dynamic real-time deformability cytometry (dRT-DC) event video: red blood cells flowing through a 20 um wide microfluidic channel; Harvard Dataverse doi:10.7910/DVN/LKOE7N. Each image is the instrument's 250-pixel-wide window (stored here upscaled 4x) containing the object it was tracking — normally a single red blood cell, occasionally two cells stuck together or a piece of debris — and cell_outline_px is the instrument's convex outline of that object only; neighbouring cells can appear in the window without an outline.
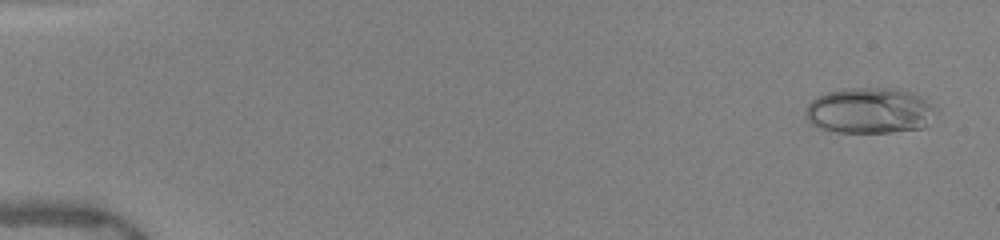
{"species": "human", "species_latin": "Homo sapiens", "temperature_condition": "warm", "stored_images_in_passage": 51, "camera_frame_rate_fps": 3000, "um_per_image_px": 0.085, "donor": {"sex": "female"}, "frame": {"image": 1, "passage_image": 3, "time_ms": 0.667, "image_size_px": [1000, 240], "cell_outline_px": [[936, 108], [924, 128], [892, 132], [836, 132], [820, 128], [808, 124], [804, 116], [804, 112], [808, 104], [816, 96], [828, 92], [852, 88], [900, 88], [912, 92], [920, 96], [932, 104]], "centroid_in_image_um": [73.87, 9.4], "position_along_channel_um": 11.1, "area_um2": 34.97}}
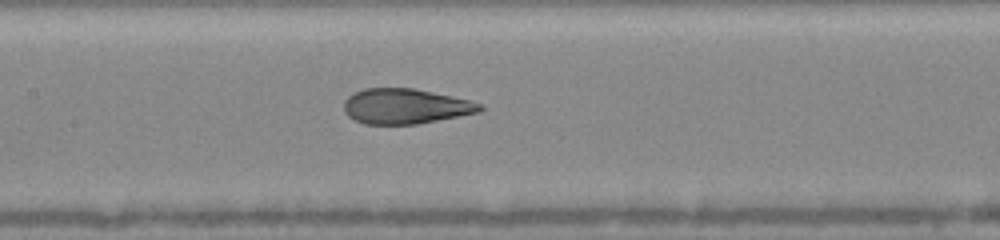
{"frame": {"image": 2, "passage_image": 26, "time_ms": 8.333, "image_size_px": [1000, 240], "cell_outline_px": [[484, 108], [480, 112], [416, 124], [364, 124], [348, 116], [344, 112], [344, 100], [352, 92], [364, 88], [416, 88], [452, 96], [484, 104]], "centroid_in_image_um": [34.45, 9.02], "position_along_channel_um": 173.0, "area_um2": 28.03}}
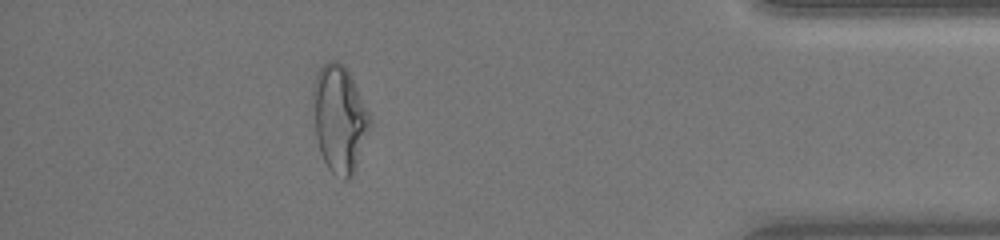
{"frame": {"image": 3, "passage_image": 46, "time_ms": 15.0, "image_size_px": [1000, 240], "cell_outline_px": [[372, 124], [356, 168], [352, 176], [348, 180], [344, 180], [332, 172], [328, 168], [320, 152], [316, 136], [312, 100], [312, 84], [316, 72], [328, 60], [336, 60], [344, 64], [368, 112]], "centroid_in_image_um": [28.83, 10.1], "position_along_channel_um": 406.4, "area_um2": 35.49}, "authors_computed_cell_mechanics": {"area_um2": 30.6918, "velocity_mm_per_s": 4.0543, "shape_relaxation_time_tau1_ms": 7.068, "shape_relaxation_time_tau2_ms": 1.07, "deformation_change_tau1": 0.2538, "deformation_change_tau2": 0.0704}}